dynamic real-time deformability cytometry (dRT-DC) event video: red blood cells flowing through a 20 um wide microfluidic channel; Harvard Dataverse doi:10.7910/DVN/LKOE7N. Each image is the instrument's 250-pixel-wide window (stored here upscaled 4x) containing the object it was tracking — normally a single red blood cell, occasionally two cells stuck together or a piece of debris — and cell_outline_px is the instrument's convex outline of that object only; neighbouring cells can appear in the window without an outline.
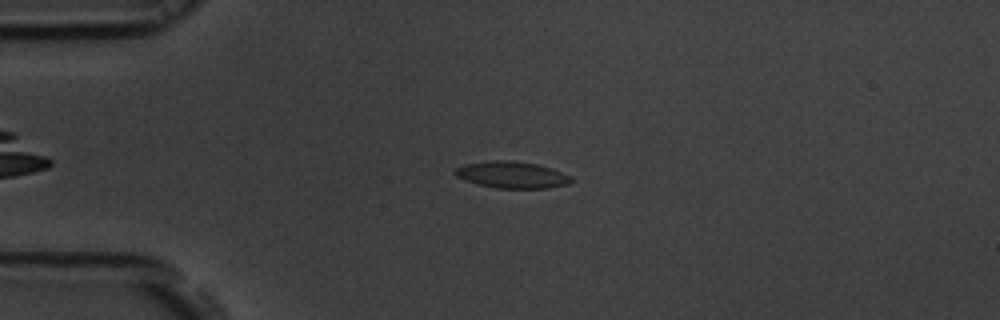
{"species": "common noctule bat (a hibernating species)", "species_latin": "Nyctalus noctula", "temperature_condition": "room temperature", "stored_images_in_passage": 47, "camera_frame_rate_fps": 3000, "um_per_image_px": 0.085, "animal": {"sex": "male", "body_mass_g": 19.5, "forearm_length_mm": 54.6}, "frame": {"image": 1, "passage_image": 5, "time_ms": 1.333, "image_size_px": [1000, 320], "cell_outline_px": [[576, 180], [568, 184], [548, 188], [496, 188], [464, 180], [456, 176], [452, 172], [456, 168], [464, 164], [492, 160], [508, 160], [536, 164], [552, 168], [572, 176]], "centroid_in_image_um": [43.54, 14.86], "position_along_channel_um": 41.5, "area_um2": 18.15}}
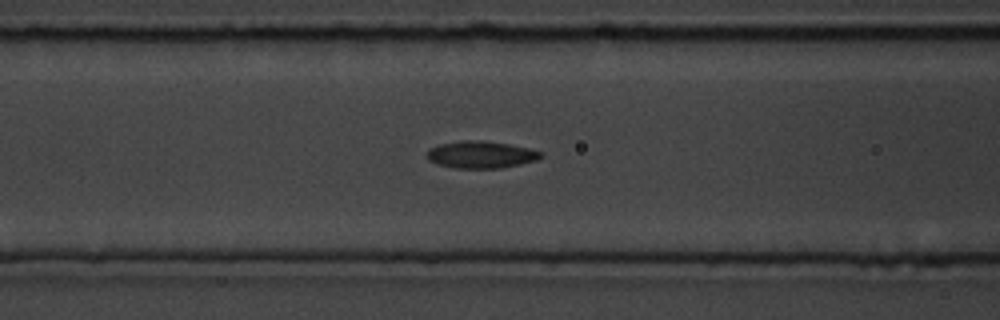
{"frame": {"image": 2, "passage_image": 14, "time_ms": 4.333, "image_size_px": [1000, 320], "cell_outline_px": [[544, 152], [536, 160], [520, 164], [500, 168], [456, 168], [436, 164], [428, 160], [428, 148], [440, 144], [464, 140], [480, 140], [508, 144], [528, 148]], "centroid_in_image_um": [40.85, 13.14], "position_along_channel_um": 125.7, "area_um2": 17.86}}
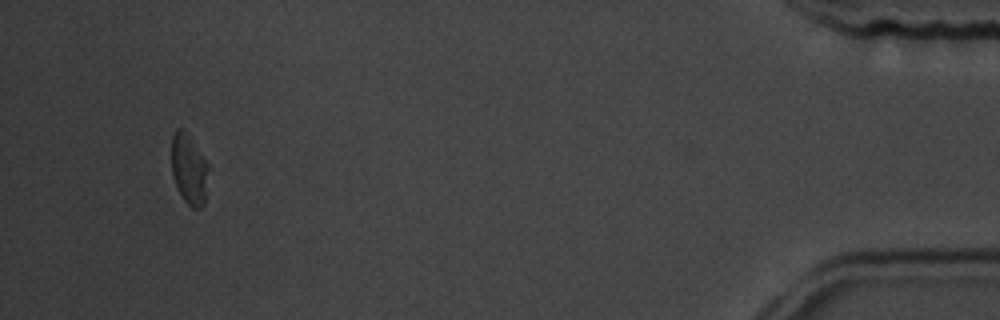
{"frame": {"image": 3, "passage_image": 44, "time_ms": 14.333, "image_size_px": [1000, 320], "cell_outline_px": [[208, 168], [204, 204], [200, 208], [192, 208], [184, 200], [172, 176], [172, 136], [176, 128], [184, 128], [188, 132], [208, 164]], "centroid_in_image_um": [16.06, 14.33], "position_along_channel_um": 419.1, "area_um2": 15.09}, "authors_computed_cell_mechanics": {"area_um2": 17.051, "velocity_mm_per_s": 3.6858, "shape_relaxation_time_tau1_ms": 5.3324, "shape_relaxation_time_tau2_ms": 4.6624, "deformation_change_tau1": 0.143, "deformation_change_tau2": 0.0829}}